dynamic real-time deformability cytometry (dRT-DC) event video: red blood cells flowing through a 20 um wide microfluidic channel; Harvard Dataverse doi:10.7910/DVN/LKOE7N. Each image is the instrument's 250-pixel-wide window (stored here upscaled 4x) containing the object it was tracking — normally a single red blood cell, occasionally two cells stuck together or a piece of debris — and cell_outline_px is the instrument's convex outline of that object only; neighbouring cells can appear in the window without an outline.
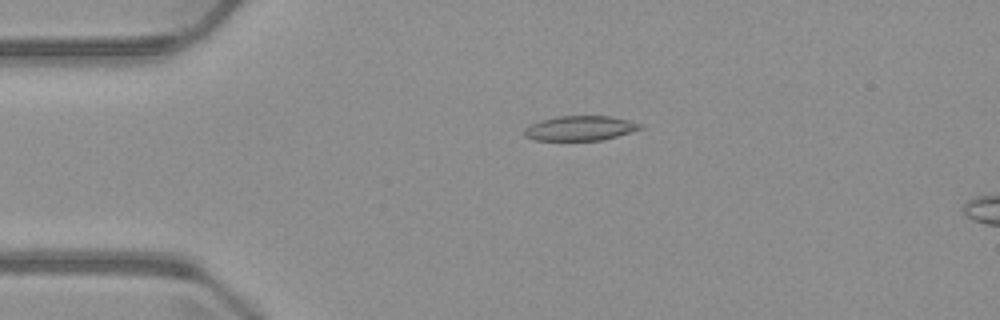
{"species": "common noctule bat (a hibernating species)", "species_latin": "Nyctalus noctula", "temperature_condition": "warm", "stored_images_in_passage": 5, "camera_frame_rate_fps": 3000, "um_per_image_px": 0.085, "animal": {"sex": "male", "body_mass_g": 23.1, "forearm_length_mm": 52.7}, "frame": {"image": 1, "passage_image": 4, "time_ms": 3.333, "image_size_px": [1000, 320], "cell_outline_px": [[644, 128], [604, 140], [536, 140], [524, 136], [524, 128], [540, 120], [556, 116], [608, 116], [628, 120], [644, 124]], "centroid_in_image_um": [49.33, 10.9], "position_along_channel_um": 35.7, "area_um2": 16.76}}